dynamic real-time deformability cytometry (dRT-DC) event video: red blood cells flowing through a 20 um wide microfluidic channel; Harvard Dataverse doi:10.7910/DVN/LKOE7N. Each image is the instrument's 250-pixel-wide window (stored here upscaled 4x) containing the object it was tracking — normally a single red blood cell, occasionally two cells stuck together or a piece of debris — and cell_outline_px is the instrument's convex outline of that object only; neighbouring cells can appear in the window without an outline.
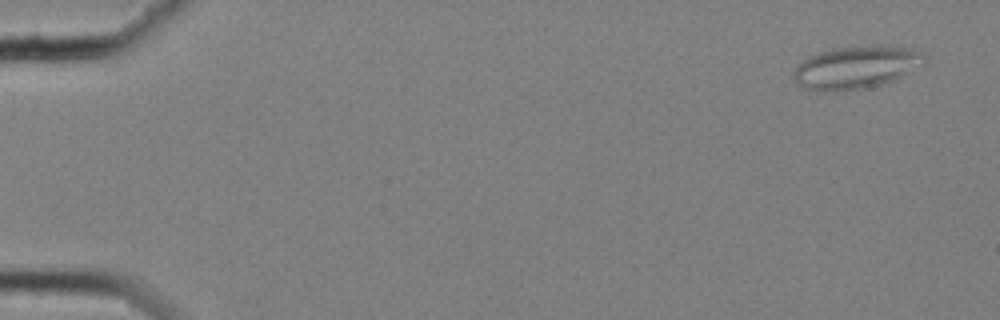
{"species": "common noctule bat (a hibernating species)", "species_latin": "Nyctalus noctula", "temperature_condition": "cold", "stored_images_in_passage": 56, "camera_frame_rate_fps": 3000, "um_per_image_px": 0.085, "animal": {"sex": "female", "body_mass_g": 25.1}, "frame": {"image": 1, "passage_image": 3, "time_ms": 0.667, "image_size_px": [1000, 320], "cell_outline_px": [[928, 60], [924, 64], [892, 80], [880, 84], [860, 88], [836, 92], [816, 92], [800, 88], [792, 80], [792, 72], [796, 64], [808, 56], [816, 52], [832, 48], [872, 44], [880, 44], [912, 48], [920, 52]], "centroid_in_image_um": [72.67, 5.71], "position_along_channel_um": 12.3, "area_um2": 33.47}}
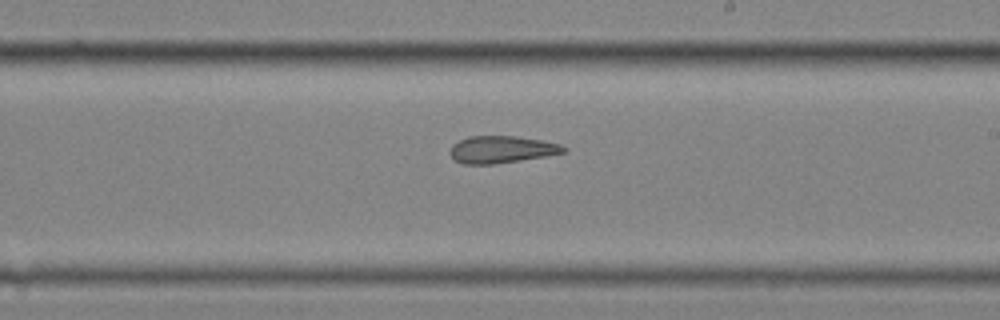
{"frame": {"image": 2, "passage_image": 35, "time_ms": 11.333, "image_size_px": [1000, 320], "cell_outline_px": [[568, 152], [544, 156], [492, 164], [464, 164], [452, 160], [448, 152], [452, 144], [468, 136], [516, 136], [540, 140], [560, 144], [568, 148]], "centroid_in_image_um": [42.59, 12.7], "position_along_channel_um": 246.4, "area_um2": 18.03}}
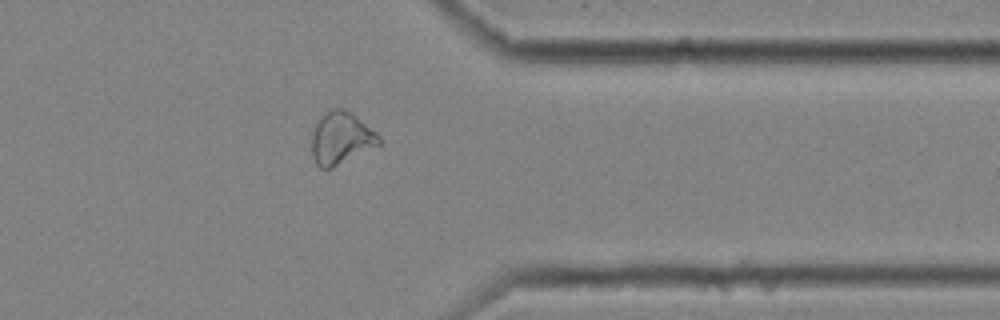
{"frame": {"image": 3, "passage_image": 47, "time_ms": 15.333, "image_size_px": [1000, 320], "cell_outline_px": [[380, 144], [332, 168], [320, 168], [316, 164], [312, 156], [312, 132], [320, 116], [332, 108], [344, 108], [352, 112], [376, 132], [380, 136]], "centroid_in_image_um": [28.97, 11.73], "position_along_channel_um": 382.4, "area_um2": 20.46}}